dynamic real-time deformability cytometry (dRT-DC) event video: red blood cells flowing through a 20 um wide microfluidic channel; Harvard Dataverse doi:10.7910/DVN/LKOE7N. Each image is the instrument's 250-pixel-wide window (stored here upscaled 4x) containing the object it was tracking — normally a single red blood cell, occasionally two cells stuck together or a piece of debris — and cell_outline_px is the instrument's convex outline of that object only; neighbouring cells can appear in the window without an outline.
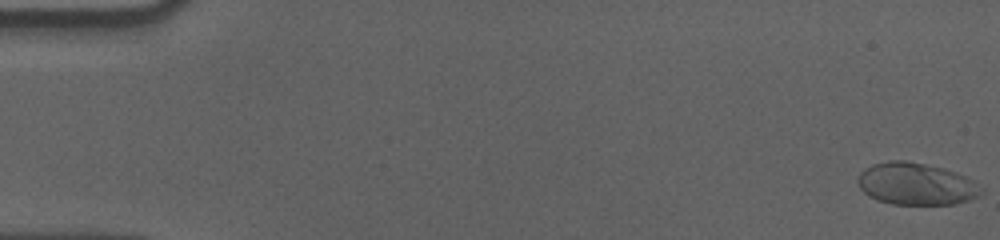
{"species": "human", "species_latin": "Homo sapiens", "temperature_condition": "cold", "stored_images_in_passage": 58, "camera_frame_rate_fps": 3000, "um_per_image_px": 0.085, "donor": {"sex": "male"}, "frame": {"image": 1, "passage_image": 1, "time_ms": 0.0, "image_size_px": [1000, 240], "cell_outline_px": [[984, 192], [980, 196], [956, 204], [892, 204], [876, 200], [868, 196], [860, 188], [856, 180], [860, 172], [864, 168], [872, 164], [888, 160], [904, 160], [944, 168], [956, 172], [972, 180]], "centroid_in_image_um": [77.83, 15.63], "position_along_channel_um": 7.2, "area_um2": 30.4}}
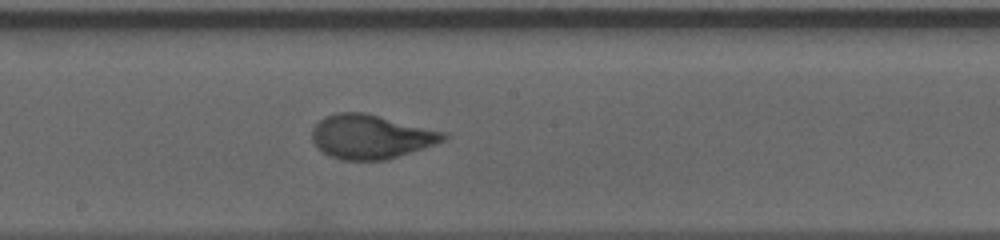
{"frame": {"image": 2, "passage_image": 32, "time_ms": 10.333, "image_size_px": [1000, 240], "cell_outline_px": [[448, 136], [444, 140], [388, 160], [340, 160], [324, 152], [312, 140], [312, 128], [324, 116], [336, 112], [364, 112], [448, 132]], "centroid_in_image_um": [31.53, 11.6], "position_along_channel_um": 216.7, "area_um2": 33.7}}
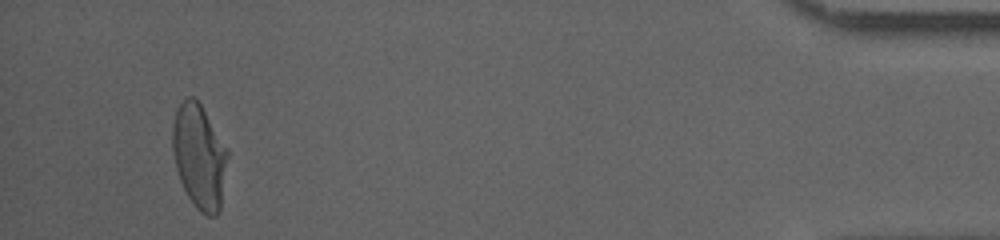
{"frame": {"image": 3, "passage_image": 55, "time_ms": 18.0, "image_size_px": [1000, 240], "cell_outline_px": [[228, 156], [220, 208], [216, 216], [208, 216], [200, 212], [192, 204], [180, 180], [176, 168], [172, 148], [172, 128], [176, 108], [188, 96], [192, 96], [200, 104], [228, 152]], "centroid_in_image_um": [16.91, 13.32], "position_along_channel_um": 418.3, "area_um2": 33.06}, "authors_computed_cell_mechanics": {"area_um2": 32.7726, "velocity_mm_per_s": 3.5607, "shape_relaxation_time_tau1_ms": 4.9053, "shape_relaxation_time_tau2_ms": null, "deformation_change_tau1": 0.1965, "deformation_change_tau2": null}}